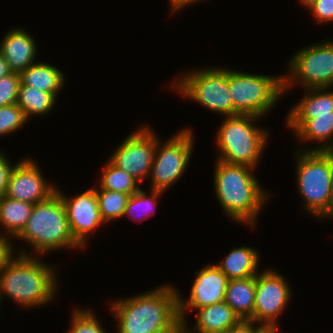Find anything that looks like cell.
<instances>
[{"mask_svg": "<svg viewBox=\"0 0 333 333\" xmlns=\"http://www.w3.org/2000/svg\"><path fill=\"white\" fill-rule=\"evenodd\" d=\"M163 285L130 298L111 302L117 333H165L179 322L178 290Z\"/></svg>", "mask_w": 333, "mask_h": 333, "instance_id": "cell-1", "label": "cell"}, {"mask_svg": "<svg viewBox=\"0 0 333 333\" xmlns=\"http://www.w3.org/2000/svg\"><path fill=\"white\" fill-rule=\"evenodd\" d=\"M216 161L214 191L220 205L231 220L247 223L253 229L269 197L258 178L251 173L255 168Z\"/></svg>", "mask_w": 333, "mask_h": 333, "instance_id": "cell-2", "label": "cell"}, {"mask_svg": "<svg viewBox=\"0 0 333 333\" xmlns=\"http://www.w3.org/2000/svg\"><path fill=\"white\" fill-rule=\"evenodd\" d=\"M30 255L23 250L0 270V304L5 295L20 307L35 308L51 303L56 296V269Z\"/></svg>", "mask_w": 333, "mask_h": 333, "instance_id": "cell-3", "label": "cell"}, {"mask_svg": "<svg viewBox=\"0 0 333 333\" xmlns=\"http://www.w3.org/2000/svg\"><path fill=\"white\" fill-rule=\"evenodd\" d=\"M16 238L26 241L40 255L62 248H81L71 234L63 200L57 191L34 204L30 218Z\"/></svg>", "mask_w": 333, "mask_h": 333, "instance_id": "cell-4", "label": "cell"}, {"mask_svg": "<svg viewBox=\"0 0 333 333\" xmlns=\"http://www.w3.org/2000/svg\"><path fill=\"white\" fill-rule=\"evenodd\" d=\"M253 115L226 116L216 133L218 160L256 169L265 150L269 132L254 124Z\"/></svg>", "mask_w": 333, "mask_h": 333, "instance_id": "cell-5", "label": "cell"}, {"mask_svg": "<svg viewBox=\"0 0 333 333\" xmlns=\"http://www.w3.org/2000/svg\"><path fill=\"white\" fill-rule=\"evenodd\" d=\"M301 151V152H300ZM298 192L304 209L319 219L328 218L333 183V151H296Z\"/></svg>", "mask_w": 333, "mask_h": 333, "instance_id": "cell-6", "label": "cell"}, {"mask_svg": "<svg viewBox=\"0 0 333 333\" xmlns=\"http://www.w3.org/2000/svg\"><path fill=\"white\" fill-rule=\"evenodd\" d=\"M229 90L233 116L239 114L262 118L284 94L283 75H256L229 70Z\"/></svg>", "mask_w": 333, "mask_h": 333, "instance_id": "cell-7", "label": "cell"}, {"mask_svg": "<svg viewBox=\"0 0 333 333\" xmlns=\"http://www.w3.org/2000/svg\"><path fill=\"white\" fill-rule=\"evenodd\" d=\"M171 88L184 97L201 104L213 112L233 116V101L229 90V69H193L181 74Z\"/></svg>", "mask_w": 333, "mask_h": 333, "instance_id": "cell-8", "label": "cell"}, {"mask_svg": "<svg viewBox=\"0 0 333 333\" xmlns=\"http://www.w3.org/2000/svg\"><path fill=\"white\" fill-rule=\"evenodd\" d=\"M294 54L288 64V74L283 76V92L299 82L305 89L333 87L332 40H323Z\"/></svg>", "mask_w": 333, "mask_h": 333, "instance_id": "cell-9", "label": "cell"}, {"mask_svg": "<svg viewBox=\"0 0 333 333\" xmlns=\"http://www.w3.org/2000/svg\"><path fill=\"white\" fill-rule=\"evenodd\" d=\"M161 145L157 138L151 166V189L166 191L185 173L194 149L191 129H184Z\"/></svg>", "mask_w": 333, "mask_h": 333, "instance_id": "cell-10", "label": "cell"}, {"mask_svg": "<svg viewBox=\"0 0 333 333\" xmlns=\"http://www.w3.org/2000/svg\"><path fill=\"white\" fill-rule=\"evenodd\" d=\"M140 127L128 135L109 158L112 164L125 170L139 183L150 176L157 142L153 130L146 125Z\"/></svg>", "mask_w": 333, "mask_h": 333, "instance_id": "cell-11", "label": "cell"}, {"mask_svg": "<svg viewBox=\"0 0 333 333\" xmlns=\"http://www.w3.org/2000/svg\"><path fill=\"white\" fill-rule=\"evenodd\" d=\"M284 278L270 268L256 276L253 321L262 327H278L277 317L290 301L291 289Z\"/></svg>", "mask_w": 333, "mask_h": 333, "instance_id": "cell-12", "label": "cell"}, {"mask_svg": "<svg viewBox=\"0 0 333 333\" xmlns=\"http://www.w3.org/2000/svg\"><path fill=\"white\" fill-rule=\"evenodd\" d=\"M191 294L185 301L178 293V311L180 321L186 323L188 310L218 304L224 301L228 279L216 264H207L196 271Z\"/></svg>", "mask_w": 333, "mask_h": 333, "instance_id": "cell-13", "label": "cell"}, {"mask_svg": "<svg viewBox=\"0 0 333 333\" xmlns=\"http://www.w3.org/2000/svg\"><path fill=\"white\" fill-rule=\"evenodd\" d=\"M56 191L63 200L71 234L83 248L89 234L105 224L100 215L96 190L92 187L72 198L66 197L58 188Z\"/></svg>", "mask_w": 333, "mask_h": 333, "instance_id": "cell-14", "label": "cell"}, {"mask_svg": "<svg viewBox=\"0 0 333 333\" xmlns=\"http://www.w3.org/2000/svg\"><path fill=\"white\" fill-rule=\"evenodd\" d=\"M53 185L44 179L37 163L27 157L15 164L5 196L36 204L56 192L57 186Z\"/></svg>", "mask_w": 333, "mask_h": 333, "instance_id": "cell-15", "label": "cell"}, {"mask_svg": "<svg viewBox=\"0 0 333 333\" xmlns=\"http://www.w3.org/2000/svg\"><path fill=\"white\" fill-rule=\"evenodd\" d=\"M306 90L303 98L287 114L286 125L294 131L293 133L308 120L317 116L332 115L333 112V91H326L328 88Z\"/></svg>", "mask_w": 333, "mask_h": 333, "instance_id": "cell-16", "label": "cell"}, {"mask_svg": "<svg viewBox=\"0 0 333 333\" xmlns=\"http://www.w3.org/2000/svg\"><path fill=\"white\" fill-rule=\"evenodd\" d=\"M23 28L10 29L0 44V53L8 63L11 72L20 74L34 63L37 45Z\"/></svg>", "mask_w": 333, "mask_h": 333, "instance_id": "cell-17", "label": "cell"}, {"mask_svg": "<svg viewBox=\"0 0 333 333\" xmlns=\"http://www.w3.org/2000/svg\"><path fill=\"white\" fill-rule=\"evenodd\" d=\"M196 311L198 312L193 331L184 323L185 333H225L240 320L225 301L198 308Z\"/></svg>", "mask_w": 333, "mask_h": 333, "instance_id": "cell-18", "label": "cell"}, {"mask_svg": "<svg viewBox=\"0 0 333 333\" xmlns=\"http://www.w3.org/2000/svg\"><path fill=\"white\" fill-rule=\"evenodd\" d=\"M260 256L258 251L250 247L234 248L216 266L228 280L245 279L257 276Z\"/></svg>", "mask_w": 333, "mask_h": 333, "instance_id": "cell-19", "label": "cell"}, {"mask_svg": "<svg viewBox=\"0 0 333 333\" xmlns=\"http://www.w3.org/2000/svg\"><path fill=\"white\" fill-rule=\"evenodd\" d=\"M256 276L229 280L224 301L241 320H253Z\"/></svg>", "mask_w": 333, "mask_h": 333, "instance_id": "cell-20", "label": "cell"}, {"mask_svg": "<svg viewBox=\"0 0 333 333\" xmlns=\"http://www.w3.org/2000/svg\"><path fill=\"white\" fill-rule=\"evenodd\" d=\"M19 75L22 85H29L51 93L56 98H58L57 94L65 84L63 72L58 67L45 62H34Z\"/></svg>", "mask_w": 333, "mask_h": 333, "instance_id": "cell-21", "label": "cell"}, {"mask_svg": "<svg viewBox=\"0 0 333 333\" xmlns=\"http://www.w3.org/2000/svg\"><path fill=\"white\" fill-rule=\"evenodd\" d=\"M34 204L3 196L0 199V225L6 235L16 238L31 216Z\"/></svg>", "mask_w": 333, "mask_h": 333, "instance_id": "cell-22", "label": "cell"}, {"mask_svg": "<svg viewBox=\"0 0 333 333\" xmlns=\"http://www.w3.org/2000/svg\"><path fill=\"white\" fill-rule=\"evenodd\" d=\"M295 135L298 141L322 143L319 147L304 149L305 151H333V112L332 115L308 120Z\"/></svg>", "mask_w": 333, "mask_h": 333, "instance_id": "cell-23", "label": "cell"}, {"mask_svg": "<svg viewBox=\"0 0 333 333\" xmlns=\"http://www.w3.org/2000/svg\"><path fill=\"white\" fill-rule=\"evenodd\" d=\"M57 98L48 92L20 83L16 104L21 108L27 120L33 115H44L55 106Z\"/></svg>", "mask_w": 333, "mask_h": 333, "instance_id": "cell-24", "label": "cell"}, {"mask_svg": "<svg viewBox=\"0 0 333 333\" xmlns=\"http://www.w3.org/2000/svg\"><path fill=\"white\" fill-rule=\"evenodd\" d=\"M101 172L102 175L98 188L117 191L130 196L140 189V186H138L139 182L134 177L125 170L119 169L110 161L106 162Z\"/></svg>", "mask_w": 333, "mask_h": 333, "instance_id": "cell-25", "label": "cell"}, {"mask_svg": "<svg viewBox=\"0 0 333 333\" xmlns=\"http://www.w3.org/2000/svg\"><path fill=\"white\" fill-rule=\"evenodd\" d=\"M99 211L105 222L123 218L130 195L95 187Z\"/></svg>", "mask_w": 333, "mask_h": 333, "instance_id": "cell-26", "label": "cell"}, {"mask_svg": "<svg viewBox=\"0 0 333 333\" xmlns=\"http://www.w3.org/2000/svg\"><path fill=\"white\" fill-rule=\"evenodd\" d=\"M163 191L159 190H152L150 192V195L147 194L144 189H139L136 193H133L128 202L127 206L125 208L124 216H130L133 220V217H135L134 220L136 221H142L146 219L147 217L152 216L155 214V204L157 203L158 197L161 196ZM140 212V213H139ZM140 214V215H137ZM135 215V216H134ZM139 218H138V217Z\"/></svg>", "mask_w": 333, "mask_h": 333, "instance_id": "cell-27", "label": "cell"}, {"mask_svg": "<svg viewBox=\"0 0 333 333\" xmlns=\"http://www.w3.org/2000/svg\"><path fill=\"white\" fill-rule=\"evenodd\" d=\"M71 317V326L68 333H107L94 315L87 309H75Z\"/></svg>", "mask_w": 333, "mask_h": 333, "instance_id": "cell-28", "label": "cell"}, {"mask_svg": "<svg viewBox=\"0 0 333 333\" xmlns=\"http://www.w3.org/2000/svg\"><path fill=\"white\" fill-rule=\"evenodd\" d=\"M27 121L23 111L17 104L0 107V136L17 131Z\"/></svg>", "mask_w": 333, "mask_h": 333, "instance_id": "cell-29", "label": "cell"}, {"mask_svg": "<svg viewBox=\"0 0 333 333\" xmlns=\"http://www.w3.org/2000/svg\"><path fill=\"white\" fill-rule=\"evenodd\" d=\"M20 75L15 72L0 78V107L16 104Z\"/></svg>", "mask_w": 333, "mask_h": 333, "instance_id": "cell-30", "label": "cell"}, {"mask_svg": "<svg viewBox=\"0 0 333 333\" xmlns=\"http://www.w3.org/2000/svg\"><path fill=\"white\" fill-rule=\"evenodd\" d=\"M308 9L319 23L333 22V0H317Z\"/></svg>", "mask_w": 333, "mask_h": 333, "instance_id": "cell-31", "label": "cell"}, {"mask_svg": "<svg viewBox=\"0 0 333 333\" xmlns=\"http://www.w3.org/2000/svg\"><path fill=\"white\" fill-rule=\"evenodd\" d=\"M15 165H11L8 158L2 151H0V196L3 197L6 194L9 179Z\"/></svg>", "mask_w": 333, "mask_h": 333, "instance_id": "cell-32", "label": "cell"}, {"mask_svg": "<svg viewBox=\"0 0 333 333\" xmlns=\"http://www.w3.org/2000/svg\"><path fill=\"white\" fill-rule=\"evenodd\" d=\"M0 232V270L14 257V249L11 239Z\"/></svg>", "mask_w": 333, "mask_h": 333, "instance_id": "cell-33", "label": "cell"}, {"mask_svg": "<svg viewBox=\"0 0 333 333\" xmlns=\"http://www.w3.org/2000/svg\"><path fill=\"white\" fill-rule=\"evenodd\" d=\"M253 320H239L234 326L230 327L225 333H258L263 327L254 326Z\"/></svg>", "mask_w": 333, "mask_h": 333, "instance_id": "cell-34", "label": "cell"}, {"mask_svg": "<svg viewBox=\"0 0 333 333\" xmlns=\"http://www.w3.org/2000/svg\"><path fill=\"white\" fill-rule=\"evenodd\" d=\"M198 1L200 2L202 0H169L172 12L178 11V10H180V12H181V8L183 9V8H185V6L191 5Z\"/></svg>", "mask_w": 333, "mask_h": 333, "instance_id": "cell-35", "label": "cell"}, {"mask_svg": "<svg viewBox=\"0 0 333 333\" xmlns=\"http://www.w3.org/2000/svg\"><path fill=\"white\" fill-rule=\"evenodd\" d=\"M8 63L0 53V78L10 74Z\"/></svg>", "mask_w": 333, "mask_h": 333, "instance_id": "cell-36", "label": "cell"}, {"mask_svg": "<svg viewBox=\"0 0 333 333\" xmlns=\"http://www.w3.org/2000/svg\"><path fill=\"white\" fill-rule=\"evenodd\" d=\"M328 217L333 219V183L331 188V194H330V202L328 206Z\"/></svg>", "mask_w": 333, "mask_h": 333, "instance_id": "cell-37", "label": "cell"}, {"mask_svg": "<svg viewBox=\"0 0 333 333\" xmlns=\"http://www.w3.org/2000/svg\"><path fill=\"white\" fill-rule=\"evenodd\" d=\"M165 333H184V324L180 321L172 330Z\"/></svg>", "mask_w": 333, "mask_h": 333, "instance_id": "cell-38", "label": "cell"}, {"mask_svg": "<svg viewBox=\"0 0 333 333\" xmlns=\"http://www.w3.org/2000/svg\"><path fill=\"white\" fill-rule=\"evenodd\" d=\"M258 333H279L277 327H263Z\"/></svg>", "mask_w": 333, "mask_h": 333, "instance_id": "cell-39", "label": "cell"}, {"mask_svg": "<svg viewBox=\"0 0 333 333\" xmlns=\"http://www.w3.org/2000/svg\"><path fill=\"white\" fill-rule=\"evenodd\" d=\"M302 5L308 8L311 4H313L317 0H299Z\"/></svg>", "mask_w": 333, "mask_h": 333, "instance_id": "cell-40", "label": "cell"}]
</instances>
